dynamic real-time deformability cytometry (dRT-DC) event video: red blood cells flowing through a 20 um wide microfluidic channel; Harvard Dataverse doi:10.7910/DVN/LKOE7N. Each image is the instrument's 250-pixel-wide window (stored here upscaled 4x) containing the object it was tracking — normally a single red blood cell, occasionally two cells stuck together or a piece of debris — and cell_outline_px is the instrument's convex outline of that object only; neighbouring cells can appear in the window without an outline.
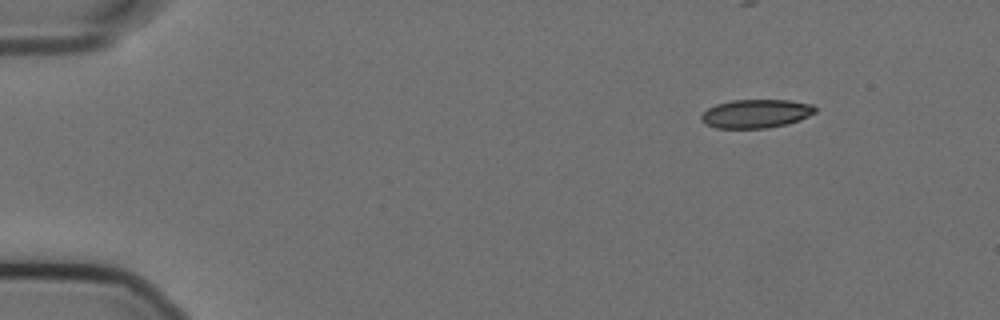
{"species": "Egyptian fruit bat (a non-hibernating species)", "species_latin": "Rousettus aegyptiacus", "temperature_condition": "cold", "stored_images_in_passage": 39, "camera_frame_rate_fps": 3000, "um_per_image_px": 0.085, "animal": {"sex": "female"}, "frame": {"image": 1, "passage_image": 1, "time_ms": 0.0, "image_size_px": [1000, 320], "cell_outline_px": [[816, 112], [800, 120], [788, 124], [768, 128], [716, 128], [700, 120], [700, 116], [708, 108], [716, 104], [732, 100], [788, 100], [812, 104], [816, 108]], "centroid_in_image_um": [64.27, 9.66], "position_along_channel_um": 20.7, "area_um2": 19.02}}
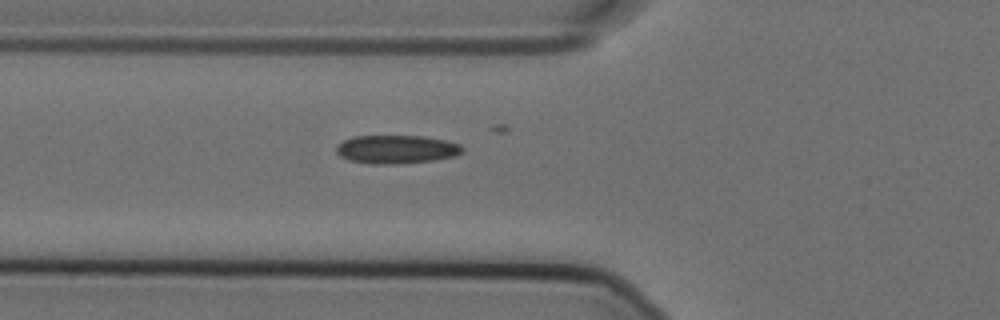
{"frame": {"image": 2, "passage_image": 15, "time_ms": 4.667, "image_size_px": [1000, 320], "cell_outline_px": [[464, 152], [456, 156], [432, 160], [396, 164], [372, 164], [352, 160], [340, 156], [336, 152], [336, 144], [352, 136], [424, 136], [444, 140], [460, 144], [464, 148]], "centroid_in_image_um": [33.71, 12.69], "position_along_channel_um": 92.1, "area_um2": 20.92}}
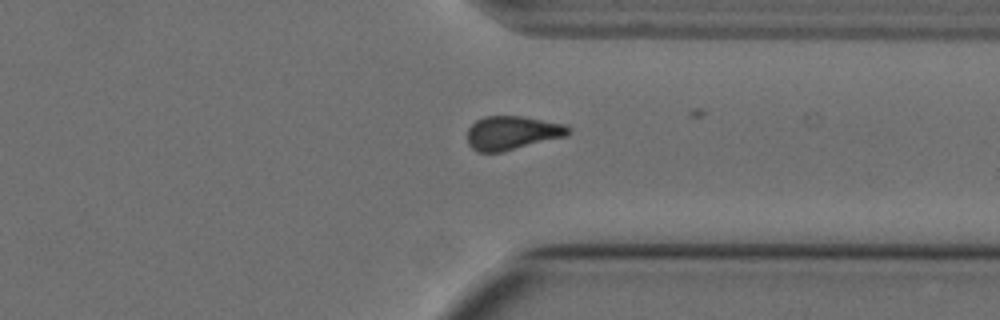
{"frame": {"image": 3, "passage_image": 38, "time_ms": 12.333, "image_size_px": [1000, 320], "cell_outline_px": [[572, 132], [568, 136], [500, 152], [476, 152], [468, 144], [468, 128], [476, 120], [484, 116], [524, 116], [568, 124], [572, 128]], "centroid_in_image_um": [43.6, 11.28], "position_along_channel_um": 367.8, "area_um2": 20.23}}